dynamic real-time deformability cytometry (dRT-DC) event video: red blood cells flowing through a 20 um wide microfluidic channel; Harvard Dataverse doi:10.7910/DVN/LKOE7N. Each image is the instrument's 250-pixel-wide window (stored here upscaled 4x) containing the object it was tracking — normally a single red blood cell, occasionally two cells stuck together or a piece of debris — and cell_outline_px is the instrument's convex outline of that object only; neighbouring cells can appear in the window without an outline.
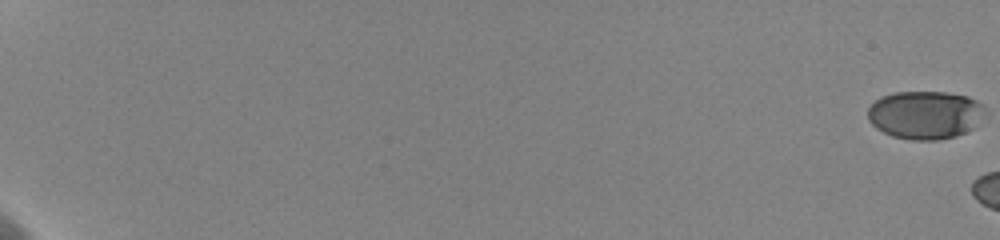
{"species": "human", "species_latin": "Homo sapiens", "temperature_condition": "cold", "stored_images_in_passage": 8, "camera_frame_rate_fps": 3000, "um_per_image_px": 0.085, "donor": {"sex": "female"}, "frame": {"image": 1, "passage_image": 1, "time_ms": 0.0, "image_size_px": [1000, 240], "cell_outline_px": [[984, 108], [972, 128], [956, 136], [936, 140], [912, 140], [892, 136], [876, 128], [868, 120], [868, 108], [876, 100], [884, 96], [896, 92], [944, 92], [968, 96], [984, 104]], "centroid_in_image_um": [78.59, 9.76], "position_along_channel_um": 6.4, "area_um2": 32.48}}